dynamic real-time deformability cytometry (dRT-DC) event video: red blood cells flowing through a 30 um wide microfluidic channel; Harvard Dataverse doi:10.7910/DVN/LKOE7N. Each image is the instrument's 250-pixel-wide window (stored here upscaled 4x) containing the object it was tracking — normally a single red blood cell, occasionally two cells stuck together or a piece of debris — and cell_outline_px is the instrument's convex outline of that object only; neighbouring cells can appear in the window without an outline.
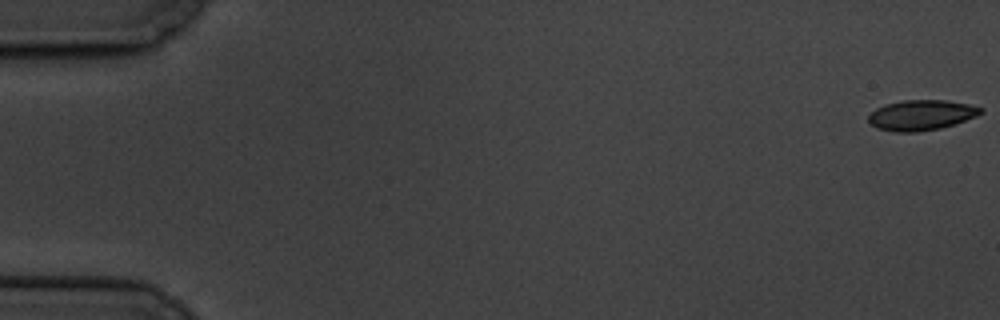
{"species": "common noctule bat (a hibernating species)", "species_latin": "Nyctalus noctula", "temperature_condition": "cold", "stored_images_in_passage": 5, "camera_frame_rate_fps": 3000, "um_per_image_px": 0.085, "animal": {"sex": "male", "body_mass_g": 19.5, "forearm_length_mm": 54.6}, "frame": {"image": 1, "passage_image": 1, "time_ms": 0.0, "image_size_px": [1000, 320], "cell_outline_px": [[984, 112], [976, 116], [940, 128], [916, 132], [892, 132], [876, 128], [868, 120], [868, 116], [876, 108], [884, 104], [904, 100], [948, 100], [968, 104], [984, 108]], "centroid_in_image_um": [78.29, 9.78], "position_along_channel_um": 6.7, "area_um2": 19.83}}